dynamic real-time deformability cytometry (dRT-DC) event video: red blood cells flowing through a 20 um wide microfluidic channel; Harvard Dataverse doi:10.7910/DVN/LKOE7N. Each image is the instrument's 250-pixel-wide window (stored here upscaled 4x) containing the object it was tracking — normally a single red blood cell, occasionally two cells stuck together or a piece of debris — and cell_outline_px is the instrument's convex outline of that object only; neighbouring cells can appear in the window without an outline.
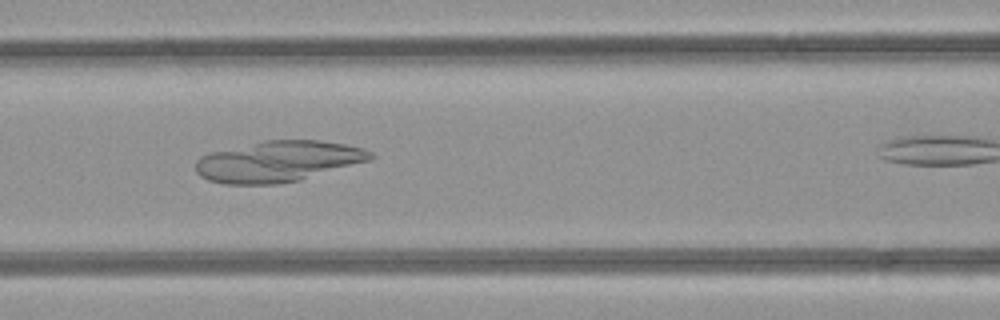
{"species": "common noctule bat (a hibernating species)", "species_latin": "Nyctalus noctula", "temperature_condition": "room temperature", "stored_images_in_passage": 16, "camera_frame_rate_fps": 3000, "um_per_image_px": 0.085, "animal": {"sex": "female", "body_mass_g": 21.9}, "frame": {"image": 1, "passage_image": 10, "time_ms": 3.0, "image_size_px": [1000, 320], "cell_outline_px": [[376, 156], [372, 160], [300, 180], [280, 184], [224, 184], [208, 180], [200, 176], [196, 172], [196, 160], [200, 156], [212, 152], [264, 140], [316, 140], [344, 144], [364, 148], [372, 152]], "centroid_in_image_um": [23.67, 13.72], "position_along_channel_um": 142.9, "area_um2": 41.79}}
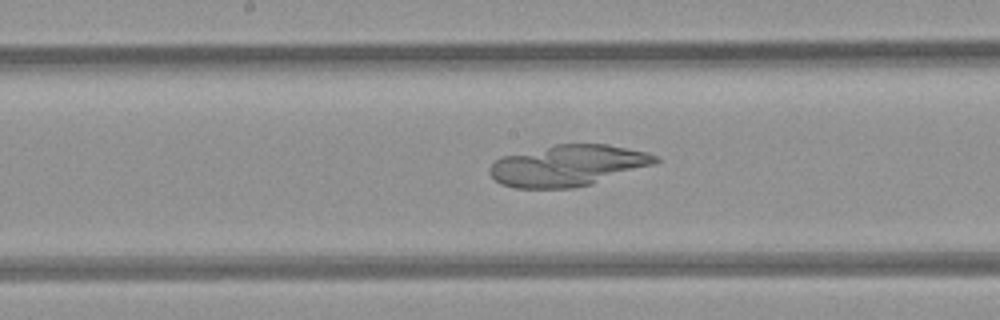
{"frame": {"image": 2, "passage_image": 14, "time_ms": 4.333, "image_size_px": [1000, 320], "cell_outline_px": [[660, 160], [656, 164], [592, 184], [572, 188], [516, 188], [500, 184], [488, 172], [488, 168], [500, 156], [556, 144], [608, 144], [648, 152], [656, 156]], "centroid_in_image_um": [48.27, 14.07], "position_along_channel_um": 199.9, "area_um2": 39.94}}